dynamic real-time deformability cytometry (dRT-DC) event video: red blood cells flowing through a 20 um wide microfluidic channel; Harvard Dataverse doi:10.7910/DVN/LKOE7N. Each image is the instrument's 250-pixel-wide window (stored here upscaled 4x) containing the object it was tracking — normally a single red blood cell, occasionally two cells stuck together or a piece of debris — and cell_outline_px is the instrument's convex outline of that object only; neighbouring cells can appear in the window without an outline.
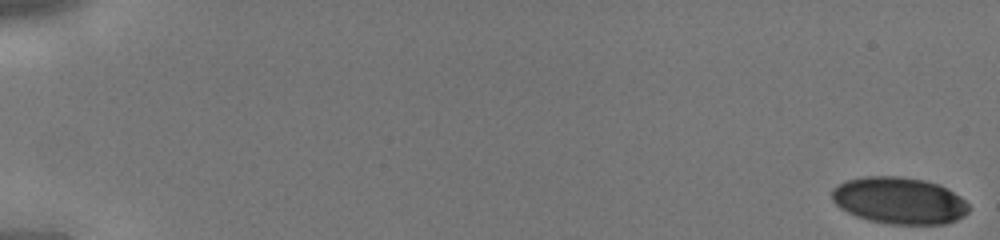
{"species": "human", "species_latin": "Homo sapiens", "temperature_condition": "cold", "stored_images_in_passage": 45, "camera_frame_rate_fps": 3000, "um_per_image_px": 0.085, "donor": {"sex": "male"}, "frame": {"image": 1, "passage_image": 1, "time_ms": 0.0, "image_size_px": [1000, 240], "cell_outline_px": [[968, 212], [964, 216], [956, 220], [944, 224], [888, 224], [868, 220], [856, 216], [840, 208], [832, 200], [832, 188], [844, 180], [864, 176], [900, 176], [924, 180], [940, 184], [960, 196], [968, 204]], "centroid_in_image_um": [76.42, 17.04], "position_along_channel_um": 8.6, "area_um2": 37.57}}
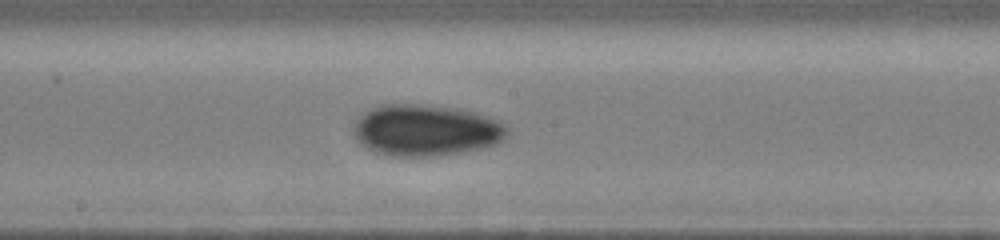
{"frame": {"image": 2, "passage_image": 26, "time_ms": 8.333, "image_size_px": [1000, 240], "cell_outline_px": [[508, 136], [504, 140], [496, 144], [480, 148], [460, 152], [432, 156], [392, 156], [372, 152], [356, 136], [352, 128], [356, 120], [364, 112], [380, 104], [412, 104], [460, 108], [488, 116], [500, 120], [508, 128]], "centroid_in_image_um": [36.23, 11.06], "position_along_channel_um": 212.0, "area_um2": 46.07}}
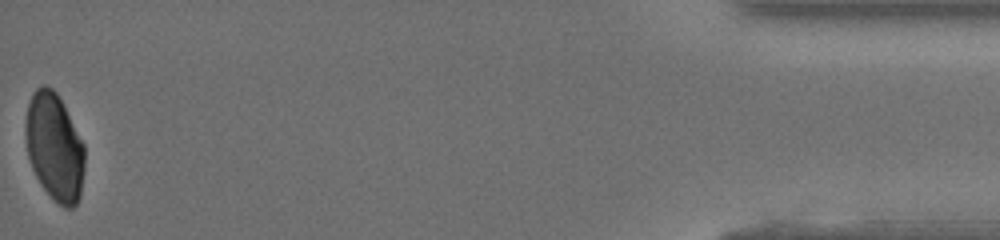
{"frame": {"image": 3, "passage_image": 45, "time_ms": 14.667, "image_size_px": [1000, 240], "cell_outline_px": [[84, 168], [80, 196], [76, 204], [72, 208], [64, 208], [40, 184], [32, 168], [28, 156], [24, 136], [24, 124], [28, 104], [32, 92], [36, 88], [44, 84], [52, 88], [56, 92], [84, 144]], "centroid_in_image_um": [4.6, 12.47], "position_along_channel_um": 430.6, "area_um2": 36.93}}